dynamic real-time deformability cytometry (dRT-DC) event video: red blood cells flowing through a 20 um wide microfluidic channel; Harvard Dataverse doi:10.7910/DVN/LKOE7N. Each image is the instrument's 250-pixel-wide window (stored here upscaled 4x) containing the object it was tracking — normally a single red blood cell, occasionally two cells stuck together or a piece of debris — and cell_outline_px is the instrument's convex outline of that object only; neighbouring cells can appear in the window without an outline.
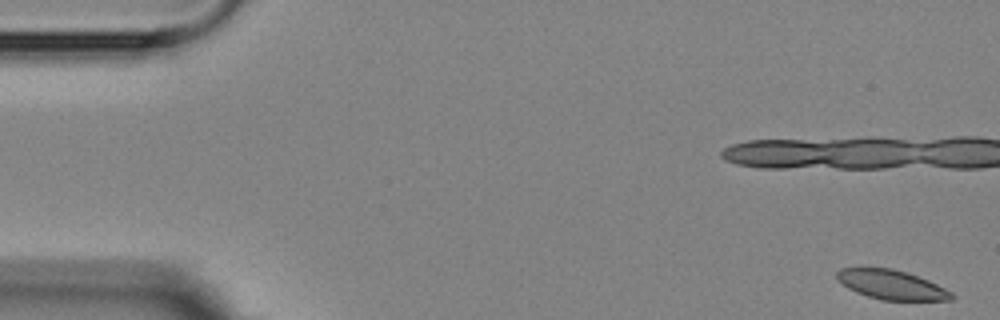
{"species": "Egyptian fruit bat (a non-hibernating species)", "species_latin": "Rousettus aegyptiacus", "temperature_condition": "room temperature", "stored_images_in_passage": 5, "camera_frame_rate_fps": 3000, "um_per_image_px": 0.085, "animal": {"sex": "female"}, "frame": {"image": 1, "passage_image": 1, "time_ms": 0.0, "image_size_px": [1000, 320], "cell_outline_px": [[956, 296], [952, 300], [880, 300], [856, 292], [848, 288], [836, 276], [836, 272], [840, 268], [892, 268], [908, 272], [928, 280], [952, 292]], "centroid_in_image_um": [75.81, 24.2], "position_along_channel_um": 9.2, "area_um2": 19.54}}